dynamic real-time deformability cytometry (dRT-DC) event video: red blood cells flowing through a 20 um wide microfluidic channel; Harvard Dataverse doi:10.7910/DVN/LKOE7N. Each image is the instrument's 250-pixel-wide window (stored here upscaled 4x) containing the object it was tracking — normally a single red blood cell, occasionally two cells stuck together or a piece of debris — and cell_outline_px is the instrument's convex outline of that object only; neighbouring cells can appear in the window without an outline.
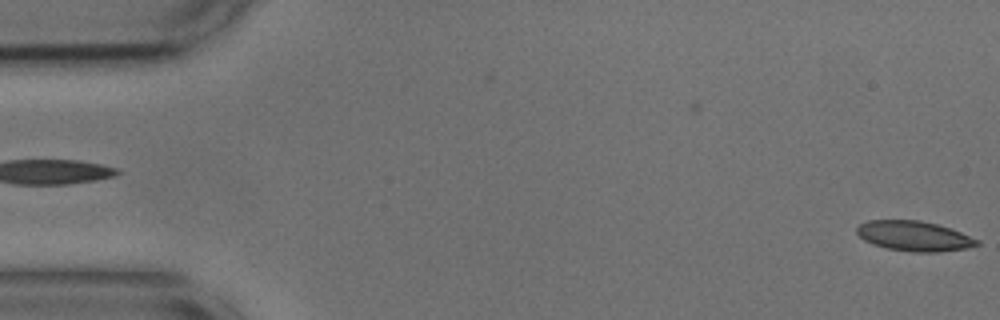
{"species": "common noctule bat (a hibernating species)", "species_latin": "Nyctalus noctula", "temperature_condition": "cold", "stored_images_in_passage": 54, "camera_frame_rate_fps": 3000, "um_per_image_px": 0.085, "animal": {"sex": "male", "body_mass_g": 17.9, "forearm_length_mm": 54.2}, "frame": {"image": 1, "passage_image": 1, "time_ms": 0.0, "image_size_px": [1000, 320], "cell_outline_px": [[980, 244], [964, 248], [936, 252], [912, 252], [888, 248], [872, 244], [864, 240], [856, 232], [856, 228], [860, 224], [868, 220], [920, 220], [936, 224], [960, 232], [980, 240]], "centroid_in_image_um": [77.67, 20.06], "position_along_channel_um": 7.3, "area_um2": 20.81}}
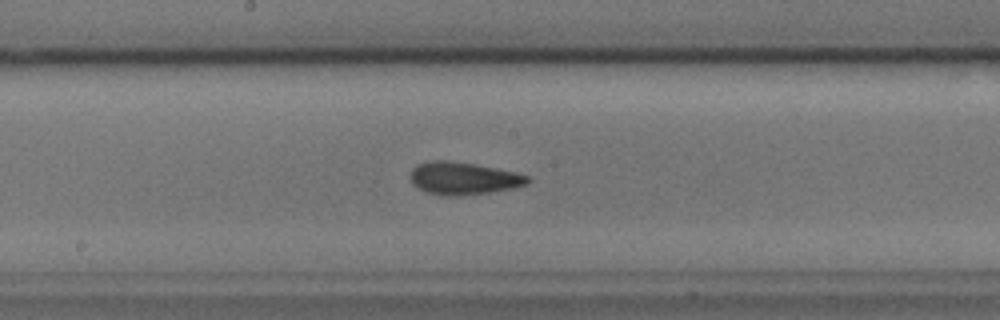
{"frame": {"image": 2, "passage_image": 28, "time_ms": 9.0, "image_size_px": [1000, 320], "cell_outline_px": [[532, 180], [528, 184], [512, 188], [488, 192], [456, 196], [440, 196], [424, 192], [412, 184], [412, 168], [420, 164], [432, 160], [448, 160], [476, 164], [516, 172], [532, 176]], "centroid_in_image_um": [39.43, 15.16], "position_along_channel_um": 208.8, "area_um2": 22.37}}
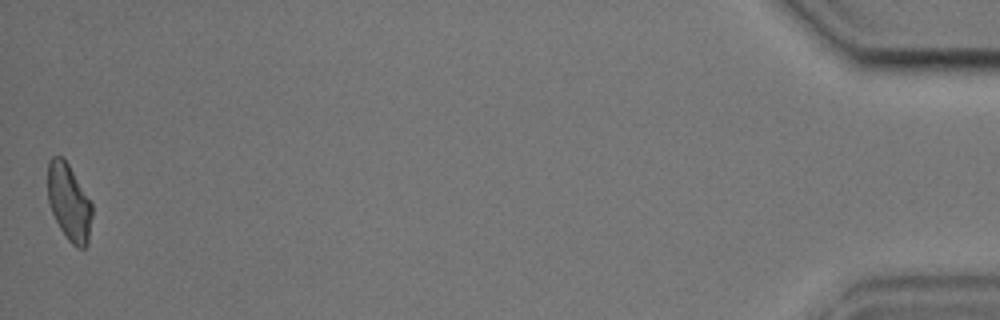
{"frame": {"image": 3, "passage_image": 54, "time_ms": 17.667, "image_size_px": [1000, 320], "cell_outline_px": [[92, 216], [88, 244], [84, 248], [76, 248], [68, 240], [60, 228], [52, 212], [48, 200], [48, 160], [52, 156], [60, 156], [68, 164], [92, 204]], "centroid_in_image_um": [5.87, 17.23], "position_along_channel_um": 429.3, "area_um2": 19.65}, "authors_computed_cell_mechanics": {"area_um2": 21.2415, "velocity_mm_per_s": 3.655, "shape_relaxation_time_tau1_ms": 4.518, "shape_relaxation_time_tau2_ms": 2.9614, "deformation_change_tau1": 0.1126, "deformation_change_tau2": 0.1055}}